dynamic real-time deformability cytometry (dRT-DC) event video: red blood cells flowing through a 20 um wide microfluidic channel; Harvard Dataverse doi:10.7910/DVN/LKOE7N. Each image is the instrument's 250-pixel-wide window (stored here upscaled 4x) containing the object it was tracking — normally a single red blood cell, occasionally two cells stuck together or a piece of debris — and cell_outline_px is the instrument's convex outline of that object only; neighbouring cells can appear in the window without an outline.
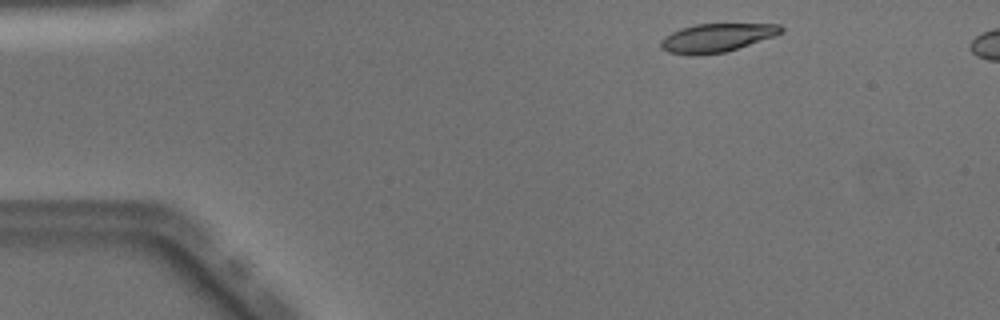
{"species": "Egyptian fruit bat (a non-hibernating species)", "species_latin": "Rousettus aegyptiacus", "temperature_condition": "warm", "stored_images_in_passage": 44, "camera_frame_rate_fps": 3000, "um_per_image_px": 0.085, "animal": {"sex": "male"}, "frame": {"image": 1, "passage_image": 2, "time_ms": 0.333, "image_size_px": [1000, 320], "cell_outline_px": [[784, 32], [776, 36], [724, 52], [696, 56], [668, 52], [660, 44], [660, 40], [664, 36], [680, 28], [696, 24], [780, 24], [784, 28]], "centroid_in_image_um": [60.94, 3.2], "position_along_channel_um": 24.1, "area_um2": 20.0}}
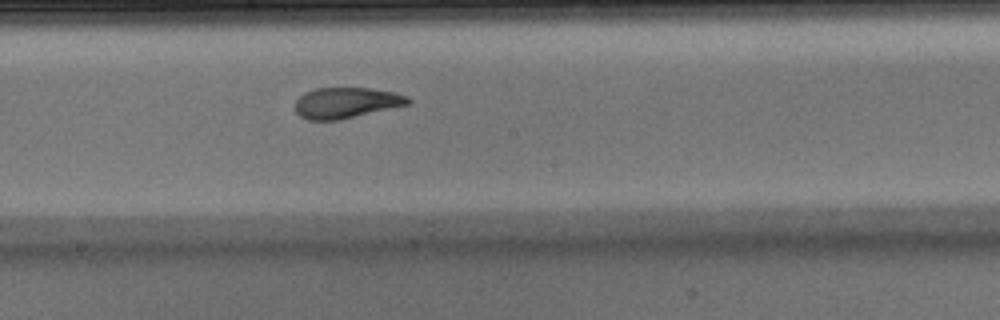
{"frame": {"image": 2, "passage_image": 22, "time_ms": 7.0, "image_size_px": [1000, 320], "cell_outline_px": [[412, 104], [340, 120], [308, 120], [300, 116], [296, 112], [296, 100], [304, 92], [316, 88], [368, 88], [392, 92], [408, 96], [412, 100]], "centroid_in_image_um": [29.46, 8.74], "position_along_channel_um": 218.7, "area_um2": 20.4}}
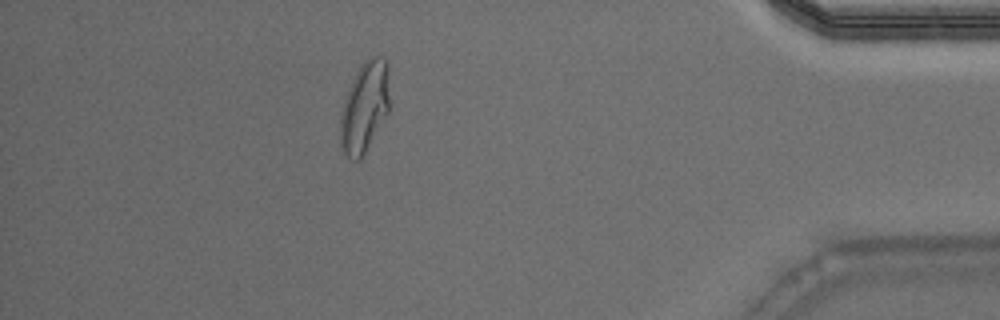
{"frame": {"image": 3, "passage_image": 39, "time_ms": 12.667, "image_size_px": [1000, 320], "cell_outline_px": [[388, 112], [364, 156], [360, 160], [356, 160], [348, 156], [344, 152], [340, 144], [340, 112], [348, 88], [356, 72], [364, 60], [368, 56], [376, 52], [388, 60]], "centroid_in_image_um": [30.99, 9.05], "position_along_channel_um": 404.2, "area_um2": 26.41}, "authors_computed_cell_mechanics": {"area_um2": 21.386, "velocity_mm_per_s": 4.0388, "shape_relaxation_time_tau1_ms": 4.8214, "shape_relaxation_time_tau2_ms": 1.1877, "deformation_change_tau1": 0.2172, "deformation_change_tau2": 0.0757}}